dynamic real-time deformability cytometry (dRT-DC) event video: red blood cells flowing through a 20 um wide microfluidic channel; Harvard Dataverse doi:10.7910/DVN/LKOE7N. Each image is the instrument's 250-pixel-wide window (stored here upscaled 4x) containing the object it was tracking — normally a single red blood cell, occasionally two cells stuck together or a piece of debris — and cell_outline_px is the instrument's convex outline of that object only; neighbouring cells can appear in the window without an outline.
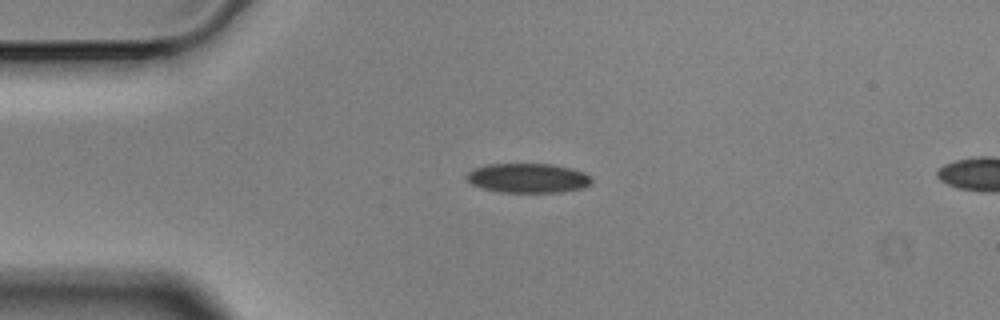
{"species": "Egyptian fruit bat (a non-hibernating species)", "species_latin": "Rousettus aegyptiacus", "temperature_condition": "cold", "stored_images_in_passage": 2, "camera_frame_rate_fps": 3000, "um_per_image_px": 0.085, "animal": {"sex": "male"}, "frame": {"image": 1, "passage_image": 1, "time_ms": 0.0, "image_size_px": [1000, 320], "cell_outline_px": [[592, 180], [584, 188], [556, 192], [500, 192], [480, 188], [472, 184], [464, 176], [472, 168], [488, 164], [552, 164], [572, 168], [584, 172], [592, 176]], "centroid_in_image_um": [44.85, 15.13], "position_along_channel_um": 40.1, "area_um2": 21.62}}